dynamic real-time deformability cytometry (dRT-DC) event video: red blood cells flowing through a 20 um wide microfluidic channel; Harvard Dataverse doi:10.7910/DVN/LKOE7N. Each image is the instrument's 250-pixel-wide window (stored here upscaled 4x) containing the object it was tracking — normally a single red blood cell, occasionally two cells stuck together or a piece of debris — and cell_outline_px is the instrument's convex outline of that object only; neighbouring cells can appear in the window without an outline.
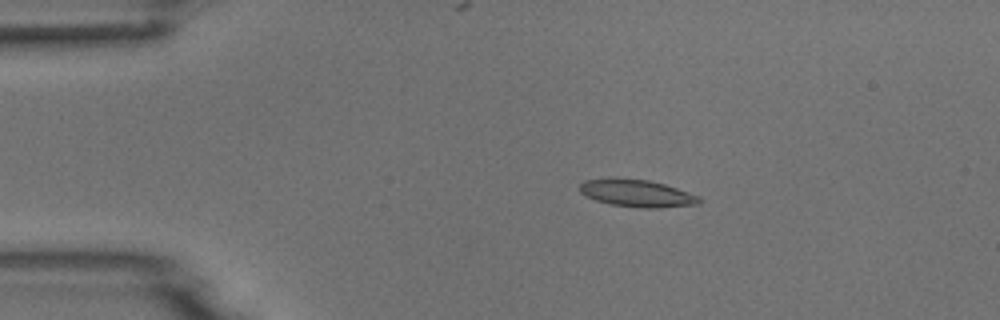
{"species": "common noctule bat (a hibernating species)", "species_latin": "Nyctalus noctula", "temperature_condition": "room temperature", "stored_images_in_passage": 4, "camera_frame_rate_fps": 3000, "um_per_image_px": 0.085, "animal": {"sex": "male", "body_mass_g": 18.8}, "frame": {"image": 1, "passage_image": 3, "time_ms": 2.0, "image_size_px": [1000, 320], "cell_outline_px": [[704, 200], [700, 204], [660, 208], [640, 208], [612, 204], [596, 200], [580, 192], [580, 184], [584, 180], [648, 180], [664, 184], [700, 196]], "centroid_in_image_um": [54.25, 16.47], "position_along_channel_um": 30.8, "area_um2": 18.44}}